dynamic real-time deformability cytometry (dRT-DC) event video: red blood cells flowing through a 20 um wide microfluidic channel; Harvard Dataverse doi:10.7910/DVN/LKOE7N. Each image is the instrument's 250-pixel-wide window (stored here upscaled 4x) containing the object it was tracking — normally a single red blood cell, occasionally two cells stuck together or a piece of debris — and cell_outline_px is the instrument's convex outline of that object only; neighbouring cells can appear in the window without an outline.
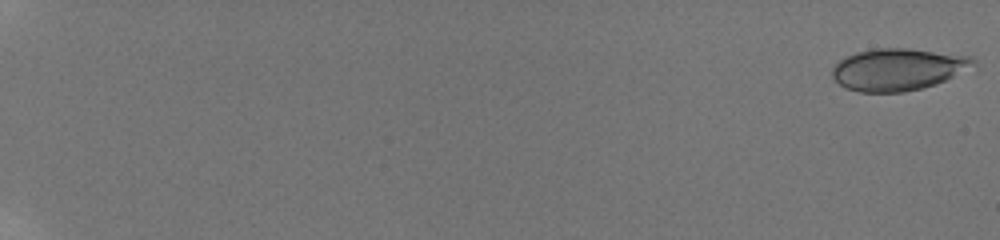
{"species": "human", "species_latin": "Homo sapiens", "temperature_condition": "room temperature", "stored_images_in_passage": 58, "camera_frame_rate_fps": 3000, "um_per_image_px": 0.085, "donor": {"sex": "male"}, "frame": {"image": 1, "passage_image": 1, "time_ms": 0.0, "image_size_px": [1000, 240], "cell_outline_px": [[976, 64], [936, 84], [904, 92], [860, 92], [848, 88], [840, 84], [832, 76], [832, 68], [840, 60], [856, 52], [876, 48], [908, 48], [972, 56], [976, 60]], "centroid_in_image_um": [76.32, 5.89], "position_along_channel_um": 8.7, "area_um2": 34.16}}
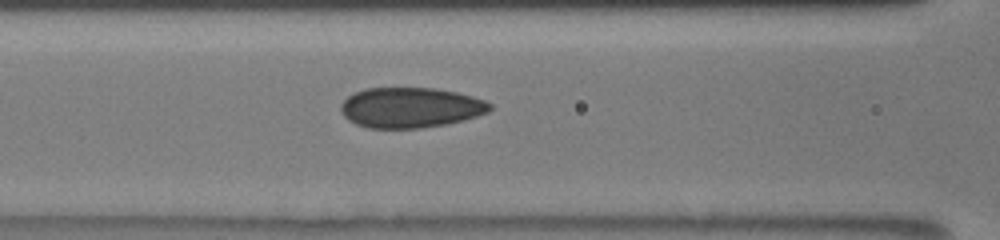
{"frame": {"image": 2, "passage_image": 30, "time_ms": 9.667, "image_size_px": [1000, 240], "cell_outline_px": [[492, 108], [488, 112], [476, 116], [444, 124], [420, 128], [368, 128], [356, 124], [348, 120], [340, 112], [340, 104], [348, 96], [364, 88], [436, 88], [456, 92], [472, 96], [484, 100], [492, 104]], "centroid_in_image_um": [34.86, 9.14], "position_along_channel_um": 131.7, "area_um2": 34.97}}
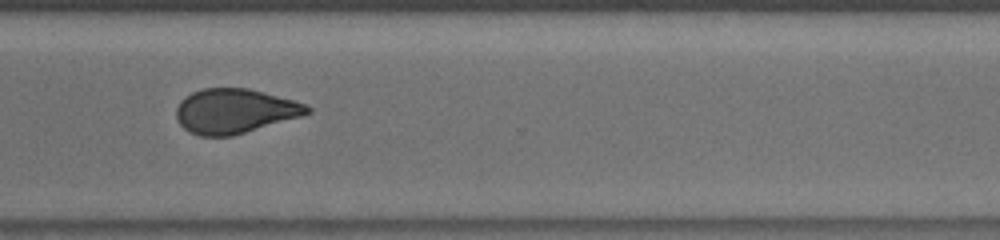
{"frame": {"image": 3, "passage_image": 47, "time_ms": 15.333, "image_size_px": [1000, 240], "cell_outline_px": [[312, 112], [300, 116], [232, 136], [200, 136], [188, 132], [180, 124], [176, 116], [176, 108], [180, 100], [184, 96], [192, 92], [204, 88], [248, 88], [264, 92], [292, 100], [304, 104], [312, 108]], "centroid_in_image_um": [19.9, 9.44], "position_along_channel_um": 350.7, "area_um2": 33.87}, "authors_computed_cell_mechanics": {"area_um2": 34.102, "velocity_mm_per_s": 3.8742, "shape_relaxation_time_tau1_ms": null, "shape_relaxation_time_tau2_ms": 1.5946, "deformation_change_tau1": null, "deformation_change_tau2": 0.0711}}